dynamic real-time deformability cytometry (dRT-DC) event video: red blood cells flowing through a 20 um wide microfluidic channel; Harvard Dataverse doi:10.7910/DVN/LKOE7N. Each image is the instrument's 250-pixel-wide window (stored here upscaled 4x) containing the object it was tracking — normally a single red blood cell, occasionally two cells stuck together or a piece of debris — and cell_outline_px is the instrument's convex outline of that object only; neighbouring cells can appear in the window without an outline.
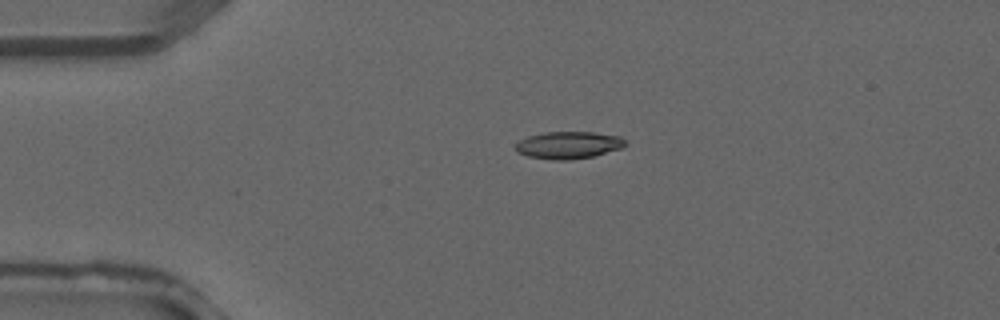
{"species": "common noctule bat (a hibernating species)", "species_latin": "Nyctalus noctula", "temperature_condition": "warm", "stored_images_in_passage": 2, "camera_frame_rate_fps": 3000, "um_per_image_px": 0.085, "animal": {"sex": "male", "forearm_length_mm": 52.5}, "frame": {"image": 1, "passage_image": 1, "time_ms": 0.0, "image_size_px": [1000, 320], "cell_outline_px": [[628, 144], [620, 148], [592, 156], [568, 160], [552, 160], [528, 156], [516, 152], [516, 144], [520, 140], [528, 136], [544, 132], [592, 132], [620, 136]], "centroid_in_image_um": [48.3, 12.33], "position_along_channel_um": 36.7, "area_um2": 17.28}}